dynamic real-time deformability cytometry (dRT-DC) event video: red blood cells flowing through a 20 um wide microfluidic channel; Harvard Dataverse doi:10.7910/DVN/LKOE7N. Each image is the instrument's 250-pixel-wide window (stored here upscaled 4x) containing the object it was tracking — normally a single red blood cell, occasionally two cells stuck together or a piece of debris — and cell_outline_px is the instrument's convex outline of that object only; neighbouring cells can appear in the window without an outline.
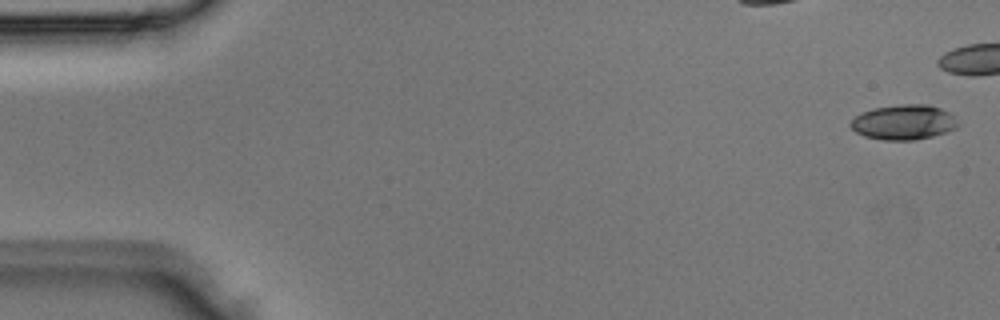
{"species": "Egyptian fruit bat (a non-hibernating species)", "species_latin": "Rousettus aegyptiacus", "temperature_condition": "room temperature", "stored_images_in_passage": 5, "camera_frame_rate_fps": 3000, "um_per_image_px": 0.085, "animal": {"sex": "male"}, "frame": {"image": 1, "passage_image": 1, "time_ms": 0.0, "image_size_px": [1000, 320], "cell_outline_px": [[960, 124], [956, 128], [932, 136], [912, 140], [884, 140], [864, 136], [856, 132], [848, 124], [860, 112], [872, 108], [900, 104], [928, 104], [940, 108], [948, 112]], "centroid_in_image_um": [76.78, 10.38], "position_along_channel_um": 8.2, "area_um2": 21.85}}